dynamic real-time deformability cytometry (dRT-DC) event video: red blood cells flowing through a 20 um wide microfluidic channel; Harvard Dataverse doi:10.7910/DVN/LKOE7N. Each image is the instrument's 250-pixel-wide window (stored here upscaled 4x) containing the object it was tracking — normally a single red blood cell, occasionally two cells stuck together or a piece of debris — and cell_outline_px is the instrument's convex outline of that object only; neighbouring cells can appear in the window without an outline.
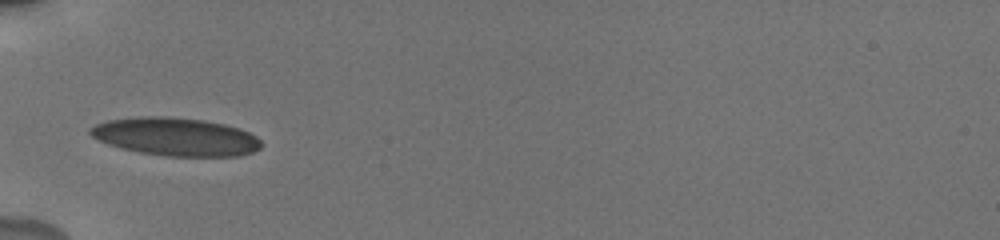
{"species": "human", "species_latin": "Homo sapiens", "temperature_condition": "cold", "stored_images_in_passage": 36, "camera_frame_rate_fps": 3000, "um_per_image_px": 0.085, "donor": {"sex": "male"}, "frame": {"image": 1, "passage_image": 1, "time_ms": 0.0, "image_size_px": [1000, 240], "cell_outline_px": [[264, 144], [260, 148], [252, 152], [240, 156], [168, 156], [140, 152], [120, 148], [108, 144], [92, 136], [88, 132], [88, 128], [96, 124], [108, 120], [144, 116], [168, 116], [204, 120], [224, 124], [248, 132], [256, 136]], "centroid_in_image_um": [14.93, 11.62], "position_along_channel_um": 70.1, "area_um2": 37.92}}
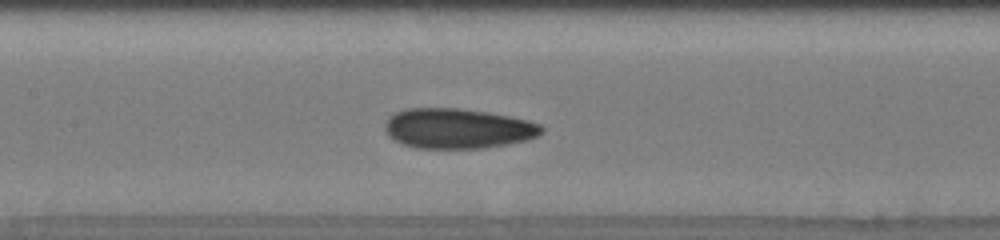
{"frame": {"image": 2, "passage_image": 9, "time_ms": 2.667, "image_size_px": [1000, 240], "cell_outline_px": [[544, 132], [540, 136], [528, 140], [508, 144], [484, 148], [416, 148], [404, 144], [388, 136], [384, 128], [384, 124], [388, 116], [396, 112], [408, 108], [460, 108], [488, 112], [528, 120], [540, 124], [544, 128]], "centroid_in_image_um": [38.93, 10.92], "position_along_channel_um": 168.5, "area_um2": 36.88}}
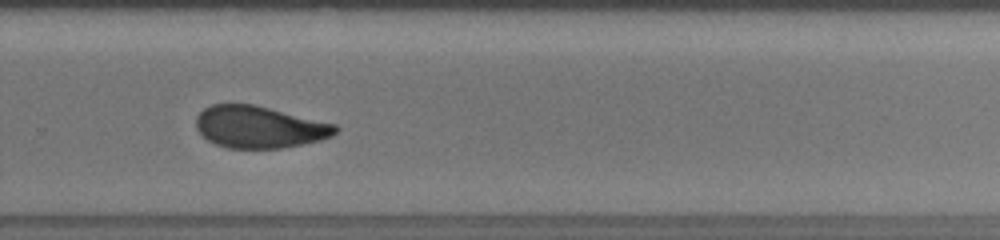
{"frame": {"image": 3, "passage_image": 20, "time_ms": 6.333, "image_size_px": [1000, 240], "cell_outline_px": [[340, 128], [332, 136], [320, 140], [280, 148], [228, 148], [216, 144], [208, 140], [196, 128], [196, 116], [204, 108], [212, 104], [252, 104], [336, 124]], "centroid_in_image_um": [22.03, 10.79], "position_along_channel_um": 307.8, "area_um2": 33.81}, "authors_computed_cell_mechanics": {"area_um2": 34.9979, "velocity_mm_per_s": 3.8131, "shape_relaxation_time_tau1_ms": null, "shape_relaxation_time_tau2_ms": 1.6376, "deformation_change_tau1": null, "deformation_change_tau2": 0.0814}}